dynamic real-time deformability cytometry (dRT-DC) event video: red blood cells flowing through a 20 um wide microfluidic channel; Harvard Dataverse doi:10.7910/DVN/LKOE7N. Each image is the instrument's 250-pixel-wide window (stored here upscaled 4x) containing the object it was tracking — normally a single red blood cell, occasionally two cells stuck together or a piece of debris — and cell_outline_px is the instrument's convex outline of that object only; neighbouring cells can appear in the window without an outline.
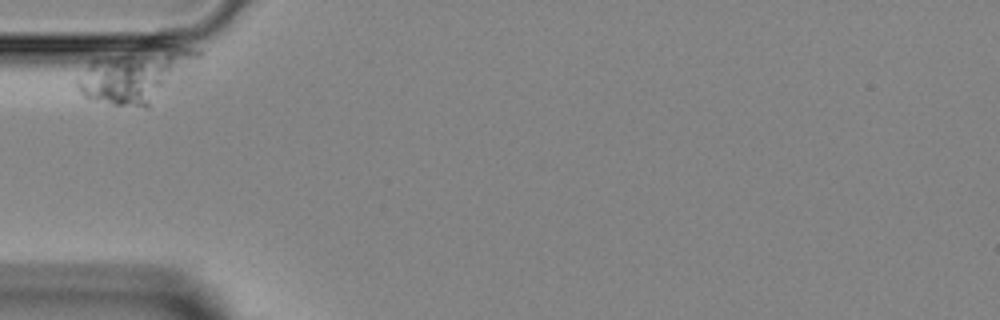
{"species": "Egyptian fruit bat (a non-hibernating species)", "species_latin": "Rousettus aegyptiacus", "temperature_condition": "room temperature", "stored_images_in_passage": 2, "camera_frame_rate_fps": 3000, "um_per_image_px": 0.085, "animal": {"sex": "female"}, "frame": {"image": 1, "passage_image": 1, "time_ms": 0.0, "image_size_px": [1000, 320], "cell_outline_px": [[204, 52], [148, 108], [144, 108], [112, 104], [88, 100], [76, 88], [76, 80], [88, 64], [92, 60], [104, 56], [176, 48], [192, 48]], "centroid_in_image_um": [11.43, 6.47], "position_along_channel_um": 73.6, "area_um2": 35.84}}